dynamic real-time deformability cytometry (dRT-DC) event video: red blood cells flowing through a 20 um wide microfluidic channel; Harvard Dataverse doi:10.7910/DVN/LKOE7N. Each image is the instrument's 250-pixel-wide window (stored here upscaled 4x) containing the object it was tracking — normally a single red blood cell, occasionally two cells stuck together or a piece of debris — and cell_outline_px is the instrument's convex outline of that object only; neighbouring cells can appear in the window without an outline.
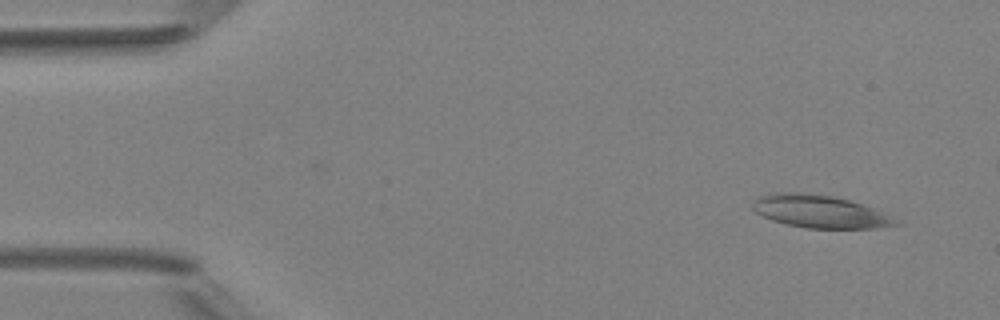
{"species": "Egyptian fruit bat (a non-hibernating species)", "species_latin": "Rousettus aegyptiacus", "temperature_condition": "room temperature", "stored_images_in_passage": 5, "camera_frame_rate_fps": 3000, "um_per_image_px": 0.085, "animal": {"sex": "female"}, "frame": {"image": 1, "passage_image": 1, "time_ms": 0.0, "image_size_px": [1000, 320], "cell_outline_px": [[904, 224], [876, 228], [808, 228], [788, 224], [772, 220], [756, 212], [752, 208], [752, 204], [760, 196], [776, 192], [800, 192], [832, 196], [848, 200], [872, 208]], "centroid_in_image_um": [69.67, 17.98], "position_along_channel_um": 15.3, "area_um2": 26.76}}